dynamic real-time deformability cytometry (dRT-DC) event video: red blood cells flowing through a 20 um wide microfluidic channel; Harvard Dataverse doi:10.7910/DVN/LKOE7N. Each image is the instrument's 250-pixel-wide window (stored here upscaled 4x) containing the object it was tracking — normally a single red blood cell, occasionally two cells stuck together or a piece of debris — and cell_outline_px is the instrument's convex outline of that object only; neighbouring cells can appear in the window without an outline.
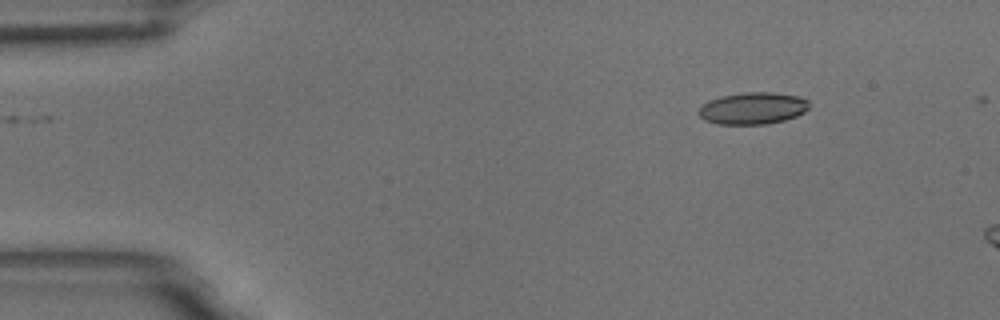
{"species": "common noctule bat (a hibernating species)", "species_latin": "Nyctalus noctula", "temperature_condition": "room temperature", "stored_images_in_passage": 2, "camera_frame_rate_fps": 3000, "um_per_image_px": 0.085, "animal": {"sex": "male", "body_mass_g": 18.8}, "frame": {"image": 1, "passage_image": 1, "time_ms": 0.0, "image_size_px": [1000, 320], "cell_outline_px": [[808, 108], [804, 112], [796, 116], [784, 120], [764, 124], [716, 124], [704, 120], [696, 112], [700, 104], [708, 100], [720, 96], [744, 92], [772, 92], [796, 96], [808, 100]], "centroid_in_image_um": [63.91, 9.2], "position_along_channel_um": 21.1, "area_um2": 20.69}}